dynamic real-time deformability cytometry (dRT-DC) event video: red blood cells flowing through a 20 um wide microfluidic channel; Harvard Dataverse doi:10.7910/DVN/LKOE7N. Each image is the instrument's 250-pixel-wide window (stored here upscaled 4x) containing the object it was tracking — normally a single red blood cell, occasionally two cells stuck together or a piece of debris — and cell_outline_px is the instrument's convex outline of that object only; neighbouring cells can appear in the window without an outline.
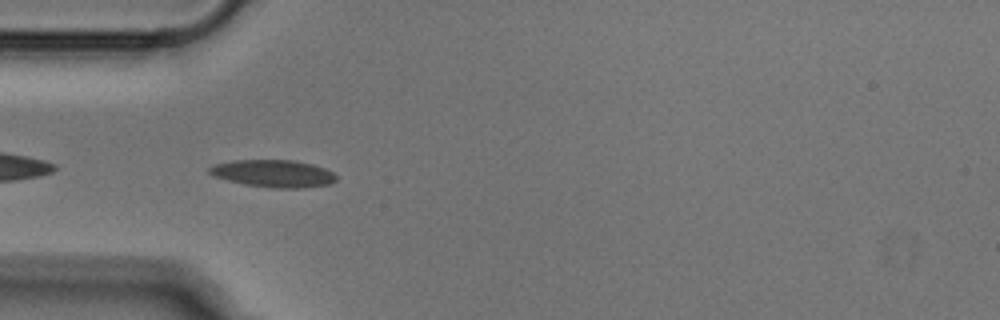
{"species": "Egyptian fruit bat (a non-hibernating species)", "species_latin": "Rousettus aegyptiacus", "temperature_condition": "cold", "stored_images_in_passage": 31, "camera_frame_rate_fps": 3000, "um_per_image_px": 0.085, "animal": {"sex": "male"}, "frame": {"image": 1, "passage_image": 2, "time_ms": 0.333, "image_size_px": [1000, 320], "cell_outline_px": [[336, 180], [328, 184], [300, 188], [276, 188], [244, 184], [212, 176], [208, 172], [208, 168], [212, 164], [232, 160], [296, 160], [312, 164], [324, 168], [332, 172], [336, 176]], "centroid_in_image_um": [23.19, 14.73], "position_along_channel_um": 61.8, "area_um2": 20.23}}
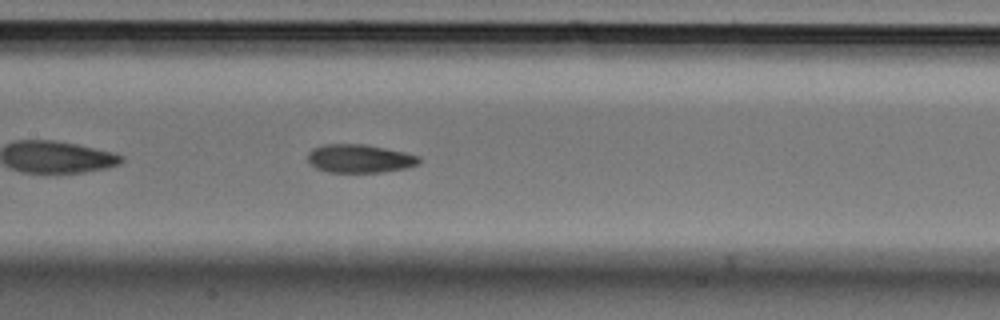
{"frame": {"image": 2, "passage_image": 11, "time_ms": 3.333, "image_size_px": [1000, 320], "cell_outline_px": [[420, 164], [408, 168], [380, 172], [328, 172], [316, 168], [308, 160], [308, 152], [312, 148], [324, 144], [364, 144], [404, 152], [420, 156]], "centroid_in_image_um": [30.58, 13.48], "position_along_channel_um": 176.8, "area_um2": 18.44}}
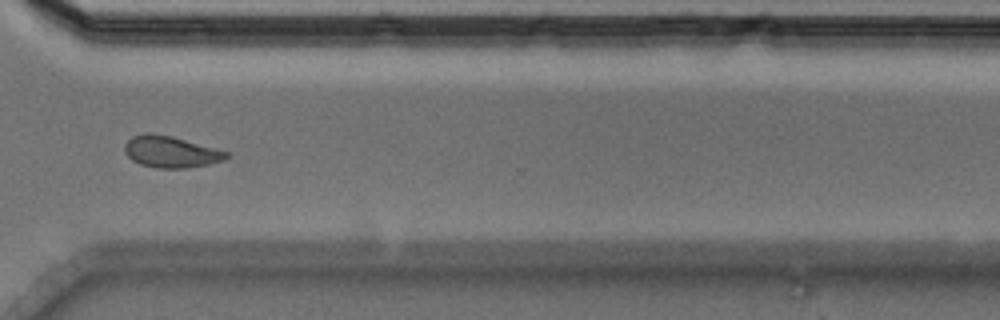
{"frame": {"image": 3, "passage_image": 25, "time_ms": 8.0, "image_size_px": [1000, 320], "cell_outline_px": [[228, 156], [224, 160], [208, 164], [188, 168], [156, 168], [140, 164], [132, 160], [124, 152], [124, 144], [132, 136], [144, 132], [148, 132], [172, 136], [228, 152]], "centroid_in_image_um": [14.47, 12.9], "position_along_channel_um": 356.1, "area_um2": 18.67}}